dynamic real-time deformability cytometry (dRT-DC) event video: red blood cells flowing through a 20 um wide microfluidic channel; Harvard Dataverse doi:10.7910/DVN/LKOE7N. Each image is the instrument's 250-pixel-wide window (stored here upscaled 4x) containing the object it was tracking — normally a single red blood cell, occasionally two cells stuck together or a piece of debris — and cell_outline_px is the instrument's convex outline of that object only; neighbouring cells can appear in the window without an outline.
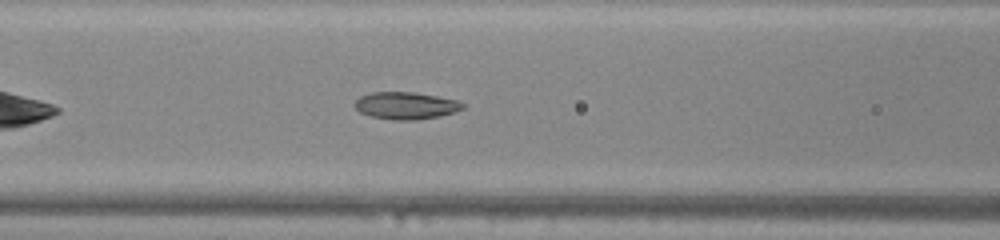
{"species": "common noctule bat (a hibernating species)", "species_latin": "Nyctalus noctula", "temperature_condition": "warm", "stored_images_in_passage": 38, "camera_frame_rate_fps": 3000, "um_per_image_px": 0.085, "animal": {"sex": "male", "body_mass_g": 20.0, "forearm_length_mm": 53.3}, "frame": {"image": 1, "passage_image": 10, "time_ms": 3.0, "image_size_px": [1000, 240], "cell_outline_px": [[468, 104], [464, 108], [440, 116], [416, 120], [396, 120], [372, 116], [360, 112], [356, 108], [356, 100], [360, 96], [372, 92], [412, 92], [436, 96], [456, 100]], "centroid_in_image_um": [34.53, 8.97], "position_along_channel_um": 132.1, "area_um2": 16.94}}
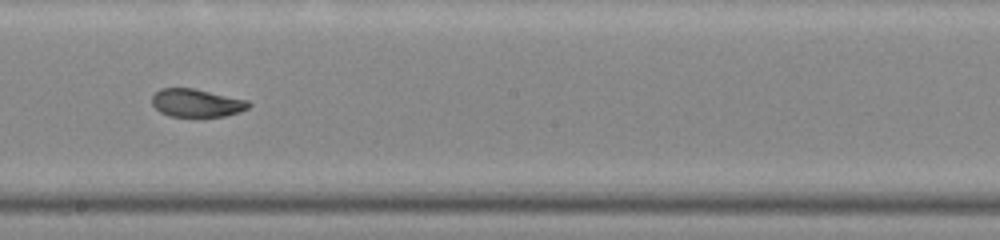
{"frame": {"image": 2, "passage_image": 17, "time_ms": 5.333, "image_size_px": [1000, 240], "cell_outline_px": [[252, 104], [248, 108], [240, 112], [224, 116], [168, 116], [160, 112], [152, 104], [152, 96], [160, 88], [192, 88], [248, 100]], "centroid_in_image_um": [16.71, 8.75], "position_along_channel_um": 231.5, "area_um2": 15.72}}
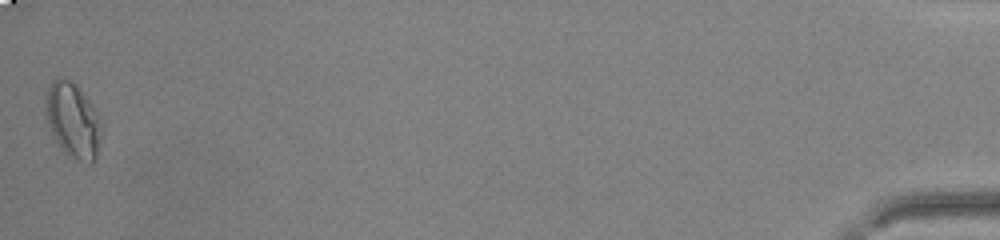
{"frame": {"image": 3, "passage_image": 38, "time_ms": 12.333, "image_size_px": [1000, 240], "cell_outline_px": [[104, 128], [96, 160], [92, 164], [88, 164], [72, 160], [64, 152], [56, 140], [48, 124], [48, 88], [52, 80], [60, 76], [72, 80], [76, 84], [92, 104], [104, 120]], "centroid_in_image_um": [6.31, 10.29], "position_along_channel_um": 428.9, "area_um2": 24.91}, "authors_computed_cell_mechanics": {"area_um2": 17.1955, "velocity_mm_per_s": 4.2763, "shape_relaxation_time_tau1_ms": null, "shape_relaxation_time_tau2_ms": 1.4321, "deformation_change_tau1": null, "deformation_change_tau2": 0.0588}}